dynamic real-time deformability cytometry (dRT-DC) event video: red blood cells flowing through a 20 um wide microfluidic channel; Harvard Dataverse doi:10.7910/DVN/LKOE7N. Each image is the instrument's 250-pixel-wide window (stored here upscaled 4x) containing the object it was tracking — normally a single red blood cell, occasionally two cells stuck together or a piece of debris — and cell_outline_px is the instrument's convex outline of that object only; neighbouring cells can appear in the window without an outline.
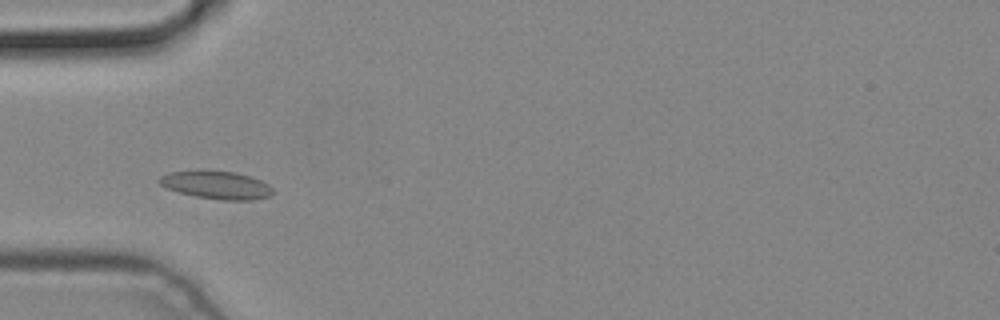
{"species": "common noctule bat (a hibernating species)", "species_latin": "Nyctalus noctula", "temperature_condition": "cold", "stored_images_in_passage": 2, "camera_frame_rate_fps": 3000, "um_per_image_px": 0.085, "animal": {"sex": "male", "body_mass_g": 19.2, "forearm_length_mm": 51.8}, "frame": {"image": 1, "passage_image": 2, "time_ms": 0.333, "image_size_px": [1000, 320], "cell_outline_px": [[272, 196], [252, 200], [224, 200], [196, 196], [180, 192], [168, 188], [160, 184], [156, 180], [160, 176], [168, 172], [200, 168], [236, 172], [252, 176], [268, 184], [272, 188]], "centroid_in_image_um": [18.37, 15.68], "position_along_channel_um": 66.6, "area_um2": 19.02}}